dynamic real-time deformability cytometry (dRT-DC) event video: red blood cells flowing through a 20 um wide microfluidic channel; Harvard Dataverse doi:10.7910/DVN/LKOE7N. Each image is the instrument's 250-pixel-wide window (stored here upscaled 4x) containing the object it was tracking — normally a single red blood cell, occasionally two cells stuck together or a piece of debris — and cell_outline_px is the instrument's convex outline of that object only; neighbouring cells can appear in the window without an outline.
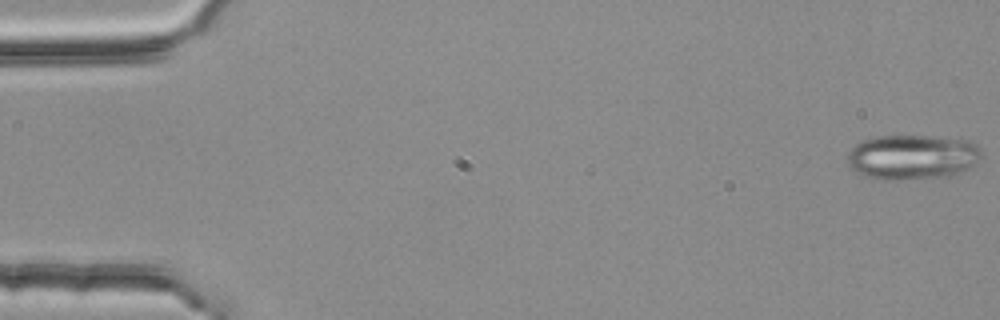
{"species": "common noctule bat (a hibernating species)", "species_latin": "Nyctalus noctula", "temperature_condition": "room temperature", "stored_images_in_passage": 5, "camera_frame_rate_fps": 3000, "um_per_image_px": 0.085, "animal": {"sex": "female", "body_mass_g": 25.1}, "frame": {"image": 1, "passage_image": 1, "time_ms": 0.0, "image_size_px": [1000, 320], "cell_outline_px": [[980, 160], [976, 164], [952, 176], [900, 180], [884, 180], [868, 176], [856, 172], [848, 164], [848, 152], [856, 144], [864, 140], [876, 136], [928, 136], [968, 140], [976, 144], [980, 148]], "centroid_in_image_um": [77.56, 13.35], "position_along_channel_um": 7.4, "area_um2": 35.08}}